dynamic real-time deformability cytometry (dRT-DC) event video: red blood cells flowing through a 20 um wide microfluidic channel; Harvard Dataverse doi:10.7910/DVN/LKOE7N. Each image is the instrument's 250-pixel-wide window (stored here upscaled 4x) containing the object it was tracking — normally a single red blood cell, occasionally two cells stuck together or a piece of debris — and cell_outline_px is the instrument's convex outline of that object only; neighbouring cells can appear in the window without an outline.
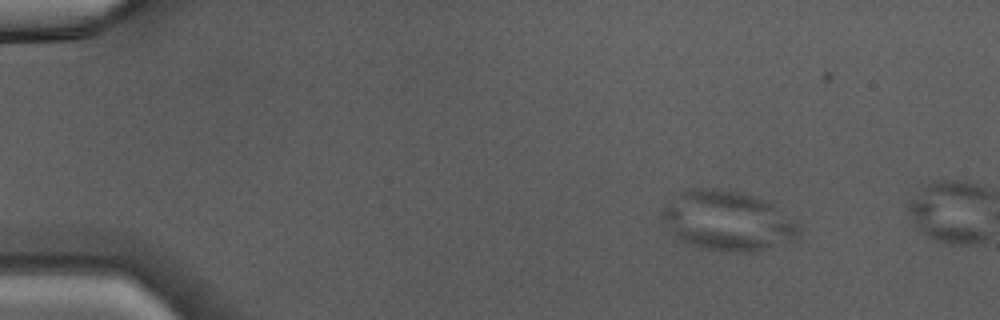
{"species": "Egyptian fruit bat (a non-hibernating species)", "species_latin": "Rousettus aegyptiacus", "temperature_condition": "warm", "stored_images_in_passage": 3, "camera_frame_rate_fps": 3000, "um_per_image_px": 0.085, "animal": {"sex": "male"}, "frame": {"image": 1, "passage_image": 1, "time_ms": 0.0, "image_size_px": [1000, 320], "cell_outline_px": [[800, 228], [796, 236], [792, 240], [756, 252], [732, 252], [704, 248], [680, 240], [672, 236], [660, 216], [660, 212], [680, 192], [688, 188], [712, 188], [744, 192], [764, 200], [772, 204], [800, 224]], "centroid_in_image_um": [61.83, 18.76], "position_along_channel_um": 23.2, "area_um2": 47.51}}